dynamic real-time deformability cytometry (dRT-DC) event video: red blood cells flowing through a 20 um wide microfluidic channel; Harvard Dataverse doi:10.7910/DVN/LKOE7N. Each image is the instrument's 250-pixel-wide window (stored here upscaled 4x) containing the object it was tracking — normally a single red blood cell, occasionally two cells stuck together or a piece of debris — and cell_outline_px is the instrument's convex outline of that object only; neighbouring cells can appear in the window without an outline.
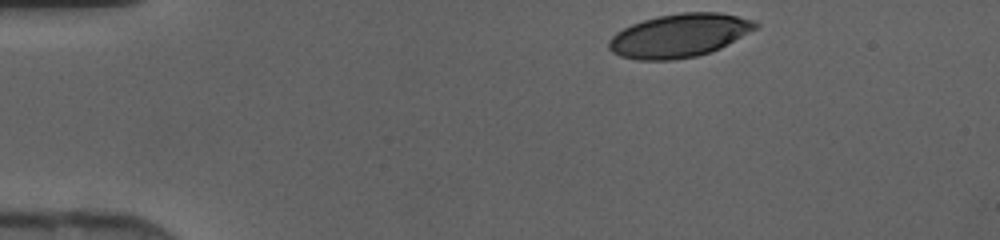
{"species": "human", "species_latin": "Homo sapiens", "temperature_condition": "cold", "stored_images_in_passage": 32, "camera_frame_rate_fps": 3000, "um_per_image_px": 0.085, "donor": {"sex": "female"}, "frame": {"image": 1, "passage_image": 1, "time_ms": 0.0, "image_size_px": [1000, 240], "cell_outline_px": [[760, 24], [756, 28], [720, 48], [696, 56], [672, 60], [640, 60], [620, 56], [612, 52], [608, 48], [608, 40], [616, 32], [632, 24], [644, 20], [660, 16], [680, 12], [720, 12], [756, 20]], "centroid_in_image_um": [57.73, 3.01], "position_along_channel_um": 27.3, "area_um2": 36.93}}
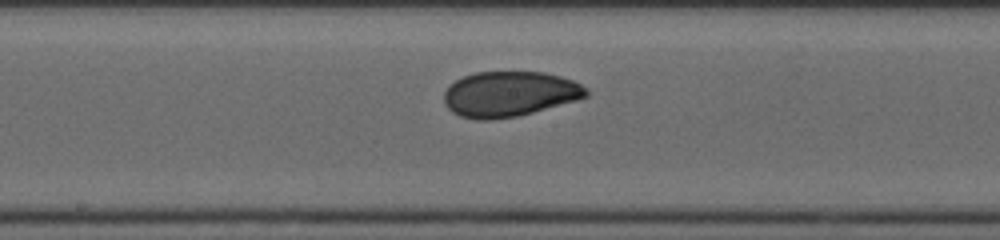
{"frame": {"image": 2, "passage_image": 18, "time_ms": 5.667, "image_size_px": [1000, 240], "cell_outline_px": [[588, 96], [576, 100], [532, 112], [516, 116], [488, 120], [480, 120], [460, 116], [452, 112], [444, 104], [444, 92], [456, 80], [464, 76], [476, 72], [544, 72], [560, 76], [572, 80], [588, 88]], "centroid_in_image_um": [43.3, 7.99], "position_along_channel_um": 204.9, "area_um2": 37.28}}
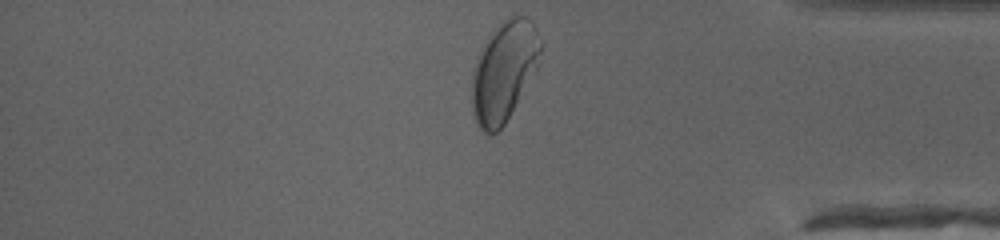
{"frame": {"image": 3, "passage_image": 32, "time_ms": 10.333, "image_size_px": [1000, 240], "cell_outline_px": [[540, 52], [536, 68], [504, 124], [496, 132], [484, 132], [476, 124], [472, 112], [472, 72], [476, 56], [480, 48], [492, 28], [500, 20], [512, 12], [524, 16], [532, 20], [536, 28], [540, 44]], "centroid_in_image_um": [42.79, 5.96], "position_along_channel_um": 392.4, "area_um2": 40.17}}